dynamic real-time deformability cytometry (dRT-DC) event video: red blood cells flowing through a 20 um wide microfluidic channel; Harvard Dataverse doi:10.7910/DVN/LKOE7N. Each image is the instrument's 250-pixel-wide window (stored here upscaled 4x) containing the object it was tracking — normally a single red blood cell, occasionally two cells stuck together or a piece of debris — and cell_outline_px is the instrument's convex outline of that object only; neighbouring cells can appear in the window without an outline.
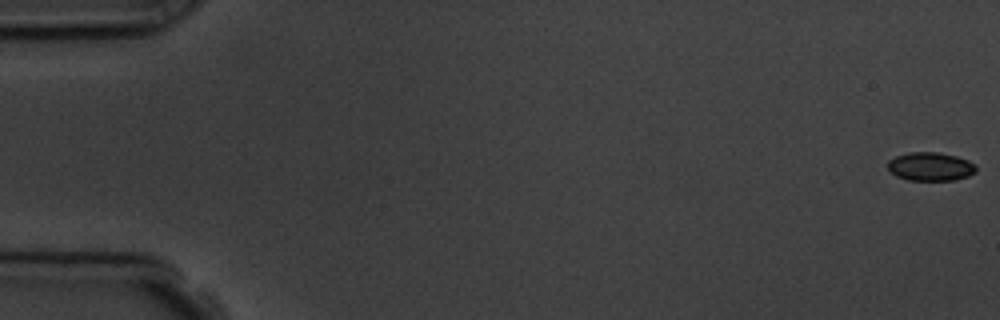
{"species": "common noctule bat (a hibernating species)", "species_latin": "Nyctalus noctula", "temperature_condition": "room temperature", "stored_images_in_passage": 12, "camera_frame_rate_fps": 3000, "um_per_image_px": 0.085, "animal": {"sex": "male", "body_mass_g": 19.5, "forearm_length_mm": 54.6}, "frame": {"image": 1, "passage_image": 1, "time_ms": 0.0, "image_size_px": [1000, 320], "cell_outline_px": [[976, 172], [968, 176], [956, 180], [908, 180], [896, 176], [888, 168], [888, 160], [896, 156], [908, 152], [936, 152], [956, 156], [968, 160], [976, 164]], "centroid_in_image_um": [79.11, 14.16], "position_along_channel_um": 5.9, "area_um2": 14.74}}
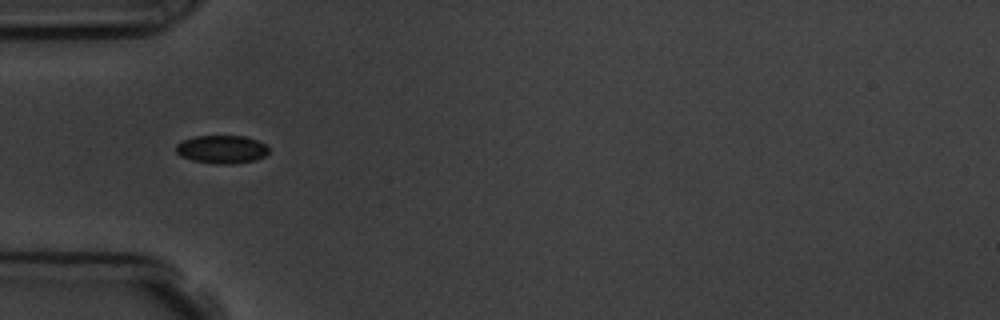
{"frame": {"image": 2, "passage_image": 6, "time_ms": 5.667, "image_size_px": [1000, 320], "cell_outline_px": [[268, 152], [264, 156], [256, 160], [232, 164], [216, 164], [192, 160], [180, 156], [176, 152], [176, 144], [184, 140], [196, 136], [244, 136], [268, 144]], "centroid_in_image_um": [18.86, 12.7], "position_along_channel_um": 66.1, "area_um2": 15.26}}